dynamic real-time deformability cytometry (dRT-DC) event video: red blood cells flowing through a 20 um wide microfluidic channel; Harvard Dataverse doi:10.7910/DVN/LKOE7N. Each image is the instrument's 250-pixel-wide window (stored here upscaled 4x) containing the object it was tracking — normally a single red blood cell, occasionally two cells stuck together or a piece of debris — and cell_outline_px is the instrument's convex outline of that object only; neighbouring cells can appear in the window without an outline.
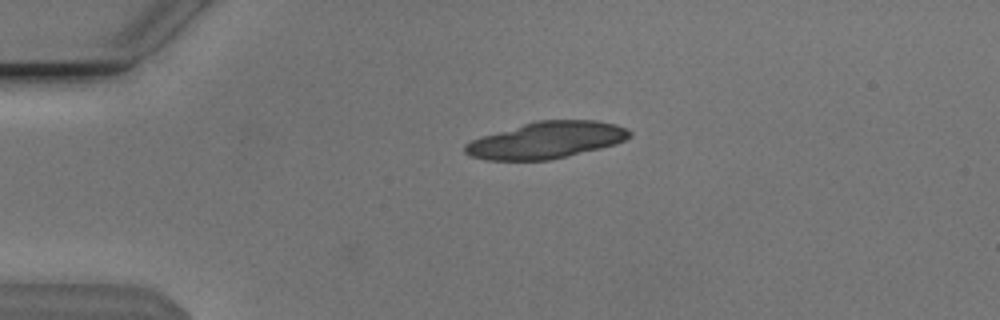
{"species": "Egyptian fruit bat (a non-hibernating species)", "species_latin": "Rousettus aegyptiacus", "temperature_condition": "cold", "stored_images_in_passage": 2, "camera_frame_rate_fps": 3000, "um_per_image_px": 0.085, "animal": {"sex": "male"}, "frame": {"image": 1, "passage_image": 2, "time_ms": 0.333, "image_size_px": [1000, 320], "cell_outline_px": [[632, 136], [616, 144], [568, 156], [548, 160], [484, 160], [468, 156], [464, 152], [464, 144], [480, 136], [536, 120], [596, 120], [616, 124], [632, 132]], "centroid_in_image_um": [46.41, 11.91], "position_along_channel_um": 38.6, "area_um2": 35.32}}